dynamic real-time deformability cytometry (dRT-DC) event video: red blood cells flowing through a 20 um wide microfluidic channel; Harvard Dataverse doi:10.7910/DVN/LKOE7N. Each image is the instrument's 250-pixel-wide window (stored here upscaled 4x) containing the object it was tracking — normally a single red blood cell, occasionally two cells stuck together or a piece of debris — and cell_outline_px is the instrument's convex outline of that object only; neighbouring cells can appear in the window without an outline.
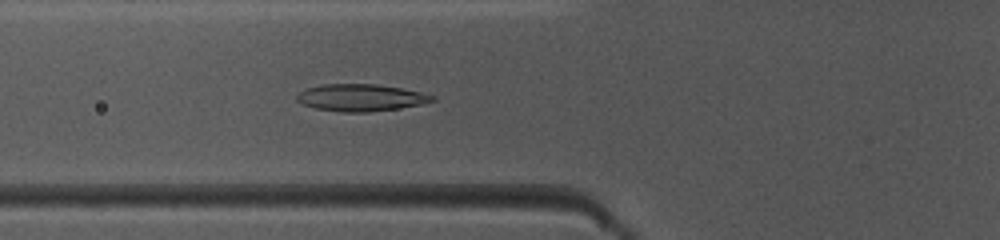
{"species": "common noctule bat (a hibernating species)", "species_latin": "Nyctalus noctula", "temperature_condition": "warm", "stored_images_in_passage": 45, "camera_frame_rate_fps": 3000, "um_per_image_px": 0.085, "animal": {"sex": "female", "body_mass_g": 10.0, "forearm_length_mm": 53.1}, "frame": {"image": 1, "passage_image": 14, "time_ms": 4.333, "image_size_px": [1000, 240], "cell_outline_px": [[436, 100], [420, 104], [396, 108], [368, 112], [340, 112], [316, 108], [300, 104], [296, 100], [296, 96], [300, 92], [308, 88], [324, 84], [376, 84], [400, 88], [420, 92], [436, 96]], "centroid_in_image_um": [30.64, 8.3], "position_along_channel_um": 95.2, "area_um2": 21.15}}
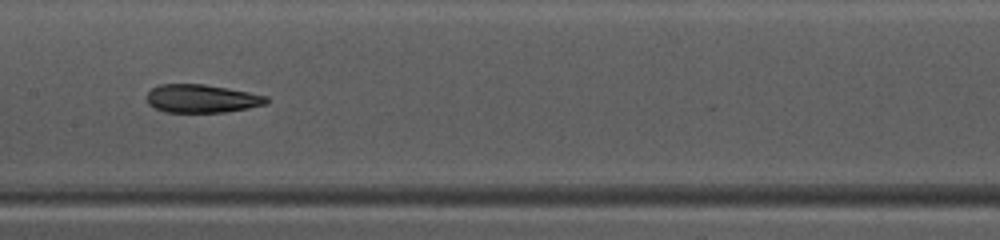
{"frame": {"image": 2, "passage_image": 21, "time_ms": 6.667, "image_size_px": [1000, 240], "cell_outline_px": [[268, 104], [248, 108], [224, 112], [164, 112], [148, 104], [148, 92], [152, 88], [160, 84], [204, 84], [228, 88], [268, 96]], "centroid_in_image_um": [17.17, 8.38], "position_along_channel_um": 190.2, "area_um2": 19.65}}
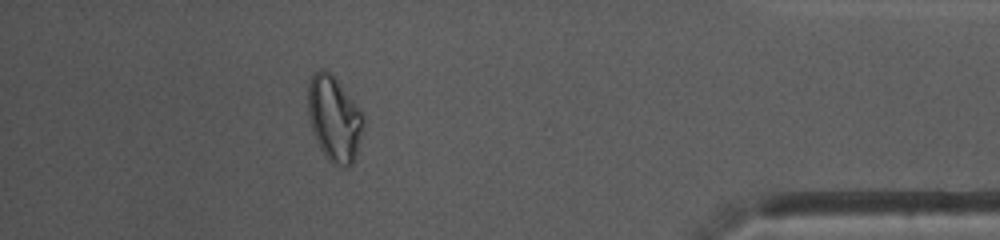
{"frame": {"image": 3, "passage_image": 40, "time_ms": 13.0, "image_size_px": [1000, 240], "cell_outline_px": [[364, 120], [360, 140], [356, 156], [352, 164], [344, 168], [332, 164], [328, 160], [312, 128], [308, 112], [308, 80], [312, 72], [320, 68], [328, 72], [336, 80], [364, 112]], "centroid_in_image_um": [28.42, 10.07], "position_along_channel_um": 406.8, "area_um2": 27.34}, "authors_computed_cell_mechanics": {"area_um2": 21.675, "velocity_mm_per_s": 4.0346, "shape_relaxation_time_tau1_ms": null, "shape_relaxation_time_tau2_ms": 3.2547, "deformation_change_tau1": null, "deformation_change_tau2": 0.0867}}